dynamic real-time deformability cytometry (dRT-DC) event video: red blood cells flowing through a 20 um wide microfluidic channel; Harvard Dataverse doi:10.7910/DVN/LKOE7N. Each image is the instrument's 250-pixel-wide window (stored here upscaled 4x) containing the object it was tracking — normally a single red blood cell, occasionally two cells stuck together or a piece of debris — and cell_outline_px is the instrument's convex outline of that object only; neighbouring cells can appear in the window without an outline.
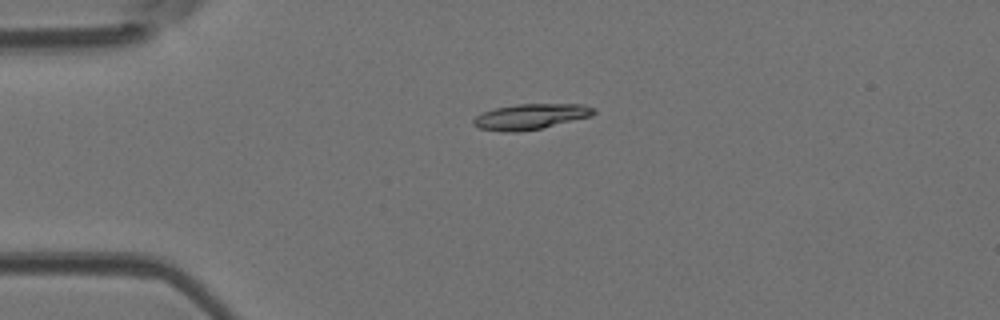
{"species": "Egyptian fruit bat (a non-hibernating species)", "species_latin": "Rousettus aegyptiacus", "temperature_condition": "room temperature", "stored_images_in_passage": 3, "camera_frame_rate_fps": 3000, "um_per_image_px": 0.085, "animal": {"sex": "female"}, "frame": {"image": 1, "passage_image": 2, "time_ms": 0.333, "image_size_px": [1000, 320], "cell_outline_px": [[596, 112], [592, 116], [540, 128], [520, 132], [504, 132], [480, 128], [472, 124], [472, 120], [476, 116], [484, 112], [496, 108], [516, 104], [584, 104], [596, 108]], "centroid_in_image_um": [45.12, 9.9], "position_along_channel_um": 39.9, "area_um2": 17.86}}